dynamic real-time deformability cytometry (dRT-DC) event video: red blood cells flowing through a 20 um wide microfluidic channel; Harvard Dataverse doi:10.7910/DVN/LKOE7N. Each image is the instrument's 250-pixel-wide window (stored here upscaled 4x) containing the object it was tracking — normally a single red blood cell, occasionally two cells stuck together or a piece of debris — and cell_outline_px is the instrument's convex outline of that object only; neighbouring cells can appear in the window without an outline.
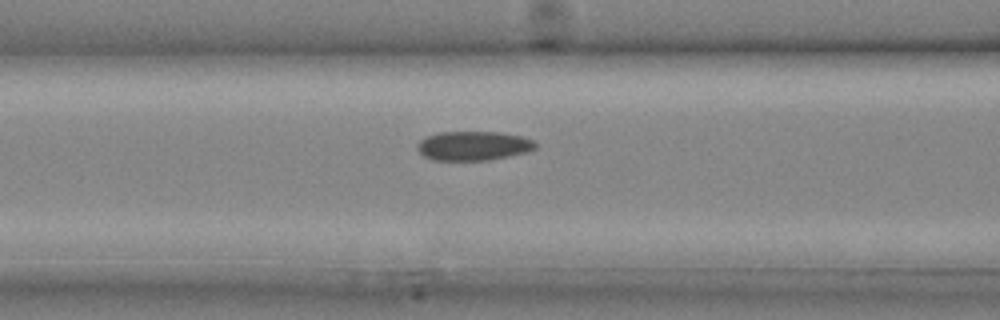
{"species": "common noctule bat (a hibernating species)", "species_latin": "Nyctalus noctula", "temperature_condition": "cold", "stored_images_in_passage": 10, "camera_frame_rate_fps": 3000, "um_per_image_px": 0.085, "animal": {"sex": "male", "body_mass_g": 20.4}, "frame": {"image": 1, "passage_image": 3, "time_ms": 0.667, "image_size_px": [1000, 320], "cell_outline_px": [[536, 148], [524, 152], [508, 156], [488, 160], [432, 160], [424, 156], [416, 148], [416, 144], [420, 140], [428, 136], [440, 132], [500, 132], [520, 136], [532, 140], [536, 144]], "centroid_in_image_um": [40.19, 12.39], "position_along_channel_um": 126.4, "area_um2": 19.94}}
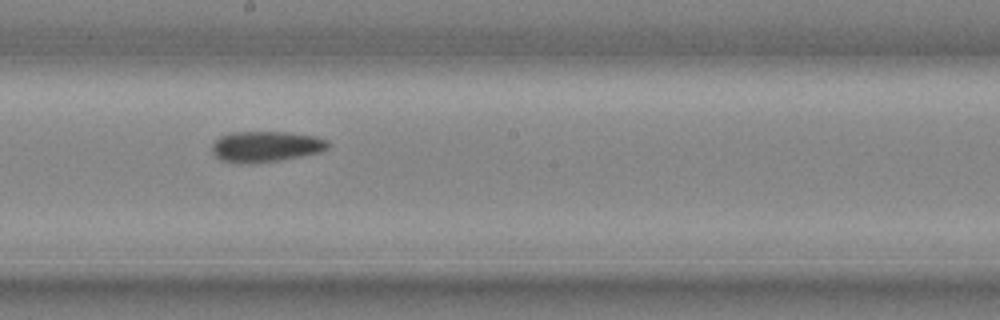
{"frame": {"image": 2, "passage_image": 7, "time_ms": 2.0, "image_size_px": [1000, 320], "cell_outline_px": [[328, 148], [320, 152], [280, 160], [252, 164], [240, 164], [220, 160], [212, 152], [212, 144], [220, 136], [228, 132], [288, 132], [312, 136], [328, 140]], "centroid_in_image_um": [22.54, 12.46], "position_along_channel_um": 225.7, "area_um2": 20.92}}
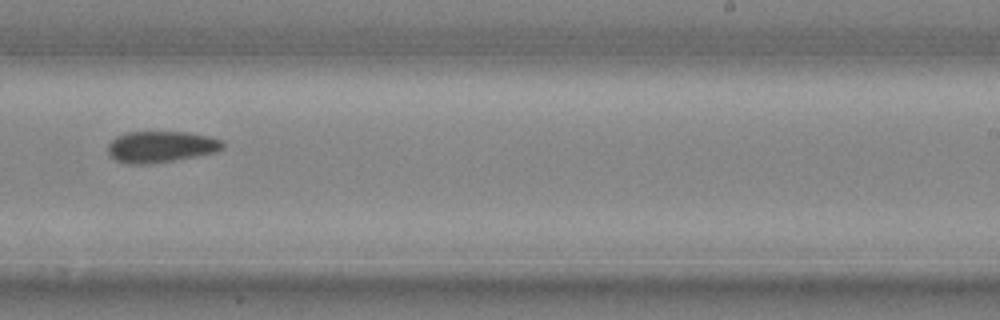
{"frame": {"image": 3, "passage_image": 9, "time_ms": 2.667, "image_size_px": [1000, 320], "cell_outline_px": [[224, 148], [216, 152], [196, 156], [148, 164], [128, 164], [116, 160], [108, 152], [108, 144], [116, 136], [128, 132], [184, 132], [208, 136], [220, 140], [224, 144]], "centroid_in_image_um": [13.66, 12.47], "position_along_channel_um": 275.3, "area_um2": 20.75}}